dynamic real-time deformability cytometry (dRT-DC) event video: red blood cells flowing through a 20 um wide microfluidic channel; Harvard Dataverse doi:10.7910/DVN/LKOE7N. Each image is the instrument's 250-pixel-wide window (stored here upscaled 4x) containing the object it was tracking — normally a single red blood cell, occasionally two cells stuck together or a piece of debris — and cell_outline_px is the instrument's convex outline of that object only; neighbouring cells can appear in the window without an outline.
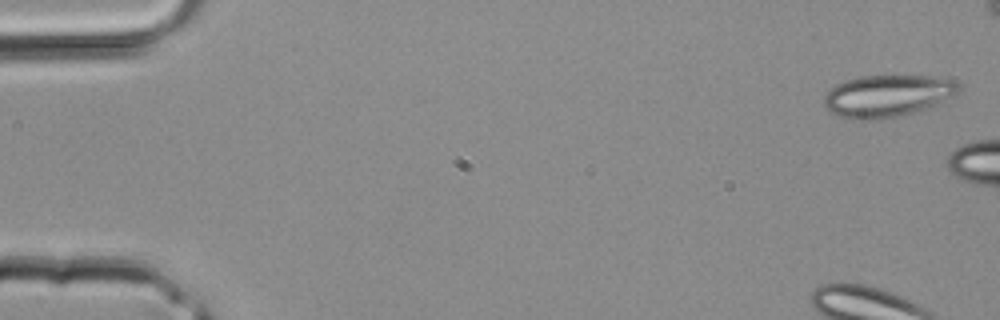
{"species": "common noctule bat (a hibernating species)", "species_latin": "Nyctalus noctula", "temperature_condition": "room temperature", "stored_images_in_passage": 4, "camera_frame_rate_fps": 3000, "um_per_image_px": 0.085, "animal": {"sex": "male", "body_mass_g": 20.4}, "frame": {"image": 1, "passage_image": 1, "time_ms": 0.0, "image_size_px": [1000, 320], "cell_outline_px": [[960, 88], [952, 96], [932, 108], [900, 116], [868, 120], [852, 120], [828, 112], [824, 108], [824, 96], [836, 84], [844, 80], [860, 76], [928, 76], [952, 80], [960, 84]], "centroid_in_image_um": [75.4, 8.17], "position_along_channel_um": 9.6, "area_um2": 33.23}}